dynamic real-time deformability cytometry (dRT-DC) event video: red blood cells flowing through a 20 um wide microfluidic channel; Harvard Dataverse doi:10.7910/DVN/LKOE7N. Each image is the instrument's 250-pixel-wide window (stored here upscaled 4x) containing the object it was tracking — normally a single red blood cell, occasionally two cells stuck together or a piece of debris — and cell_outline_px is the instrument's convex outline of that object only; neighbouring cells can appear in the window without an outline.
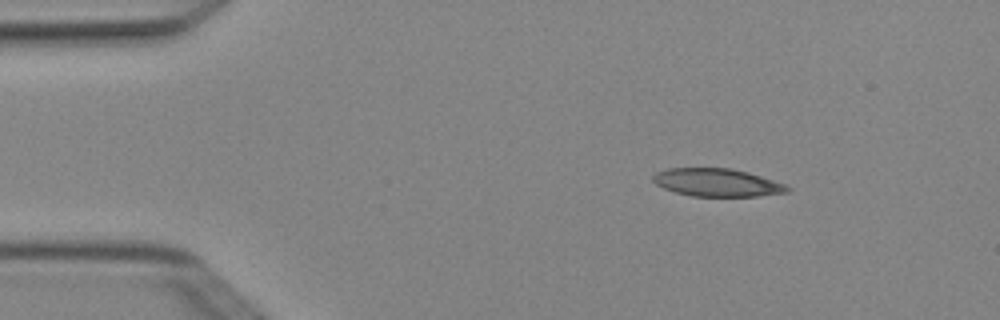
{"species": "Egyptian fruit bat (a non-hibernating species)", "species_latin": "Rousettus aegyptiacus", "temperature_condition": "cold", "stored_images_in_passage": 3, "camera_frame_rate_fps": 3000, "um_per_image_px": 0.085, "animal": {"sex": "female"}, "frame": {"image": 1, "passage_image": 1, "time_ms": 0.0, "image_size_px": [1000, 320], "cell_outline_px": [[792, 188], [788, 192], [756, 196], [692, 196], [676, 192], [664, 188], [656, 184], [652, 180], [652, 176], [656, 172], [668, 168], [732, 168], [748, 172], [788, 184]], "centroid_in_image_um": [60.99, 15.51], "position_along_channel_um": 24.0, "area_um2": 21.96}}
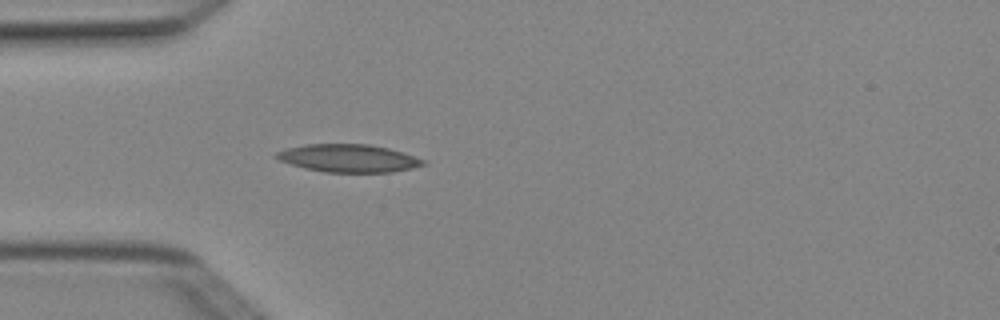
{"frame": {"image": 2, "passage_image": 3, "time_ms": 0.667, "image_size_px": [1000, 320], "cell_outline_px": [[428, 164], [412, 168], [392, 172], [324, 172], [304, 168], [280, 160], [272, 156], [276, 152], [284, 148], [304, 144], [368, 144], [388, 148], [404, 152], [424, 160]], "centroid_in_image_um": [29.6, 13.44], "position_along_channel_um": 55.4, "area_um2": 23.93}}